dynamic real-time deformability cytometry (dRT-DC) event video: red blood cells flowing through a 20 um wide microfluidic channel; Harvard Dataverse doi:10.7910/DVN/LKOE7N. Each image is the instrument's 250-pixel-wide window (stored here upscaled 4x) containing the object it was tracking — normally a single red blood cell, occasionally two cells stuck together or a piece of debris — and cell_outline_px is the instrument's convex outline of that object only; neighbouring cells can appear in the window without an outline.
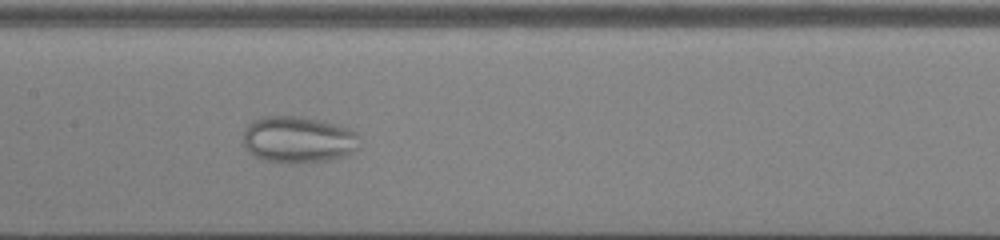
{"species": "common noctule bat (a hibernating species)", "species_latin": "Nyctalus noctula", "temperature_condition": "cold", "stored_images_in_passage": 44, "camera_frame_rate_fps": 3000, "um_per_image_px": 0.085, "animal": {"sex": "male", "body_mass_g": 13.0, "forearm_length_mm": 53.1}, "frame": {"image": 1, "passage_image": 19, "time_ms": 6.0, "image_size_px": [1000, 240], "cell_outline_px": [[360, 148], [348, 156], [328, 160], [292, 164], [264, 160], [256, 156], [244, 144], [244, 132], [248, 124], [252, 120], [264, 116], [300, 116], [320, 120], [336, 124], [348, 128], [356, 132]], "centroid_in_image_um": [25.39, 11.87], "position_along_channel_um": 182.0, "area_um2": 31.79}}
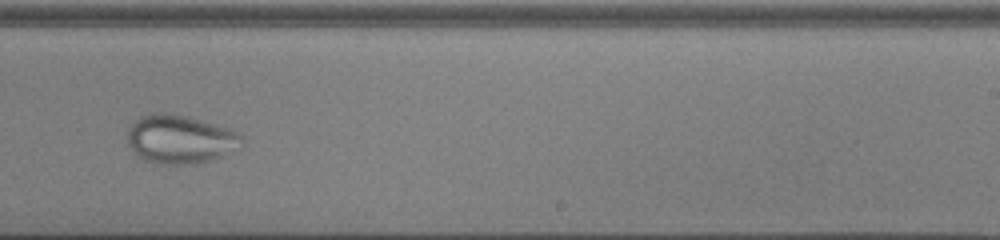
{"frame": {"image": 2, "passage_image": 26, "time_ms": 8.333, "image_size_px": [1000, 240], "cell_outline_px": [[244, 140], [220, 156], [212, 160], [188, 164], [156, 164], [144, 160], [132, 152], [128, 144], [128, 124], [140, 116], [152, 112], [168, 112], [188, 116], [232, 128], [244, 136]], "centroid_in_image_um": [15.24, 11.8], "position_along_channel_um": 273.8, "area_um2": 32.71}}